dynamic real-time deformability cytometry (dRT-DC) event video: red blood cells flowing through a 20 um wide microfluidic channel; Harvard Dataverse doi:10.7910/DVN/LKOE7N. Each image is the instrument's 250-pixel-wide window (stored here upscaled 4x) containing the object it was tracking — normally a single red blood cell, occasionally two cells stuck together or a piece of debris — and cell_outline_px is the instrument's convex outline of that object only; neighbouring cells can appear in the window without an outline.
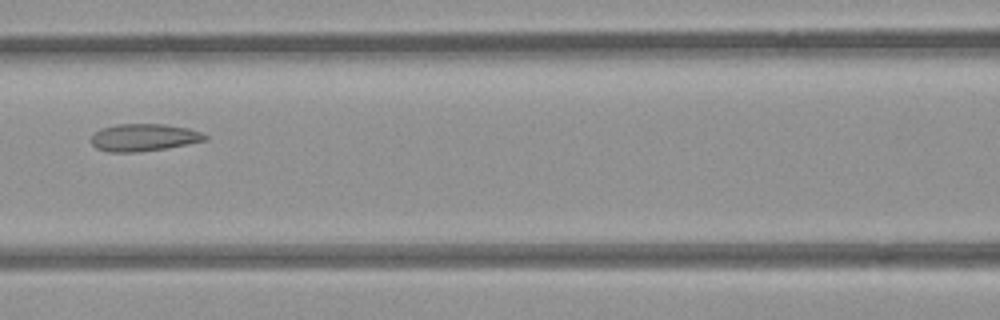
{"species": "common noctule bat (a hibernating species)", "species_latin": "Nyctalus noctula", "temperature_condition": "room temperature", "stored_images_in_passage": 7, "camera_frame_rate_fps": 3000, "um_per_image_px": 0.085, "animal": {"sex": "female", "body_mass_g": 21.9}, "frame": {"image": 1, "passage_image": 7, "time_ms": 2.0, "image_size_px": [1000, 320], "cell_outline_px": [[208, 140], [164, 148], [140, 152], [108, 152], [96, 148], [92, 144], [92, 136], [100, 128], [116, 124], [164, 124], [188, 128], [200, 132], [208, 136]], "centroid_in_image_um": [12.21, 11.68], "position_along_channel_um": 154.4, "area_um2": 18.09}}